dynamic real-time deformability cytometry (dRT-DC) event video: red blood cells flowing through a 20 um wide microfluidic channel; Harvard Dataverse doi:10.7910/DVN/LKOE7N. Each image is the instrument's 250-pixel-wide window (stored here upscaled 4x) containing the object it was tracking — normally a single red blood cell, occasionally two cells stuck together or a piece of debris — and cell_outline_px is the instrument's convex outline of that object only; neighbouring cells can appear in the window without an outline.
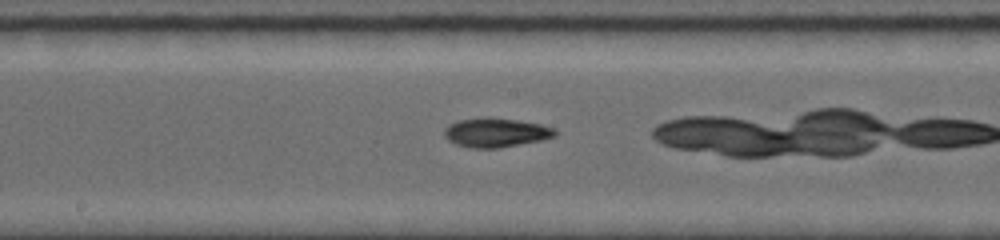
{"species": "common noctule bat (a hibernating species)", "species_latin": "Nyctalus noctula", "temperature_condition": "room temperature", "stored_images_in_passage": 24, "camera_frame_rate_fps": 5000, "um_per_image_px": 0.085, "animal": {"sex": "female", "body_mass_g": 19.0, "forearm_length_mm": 56.7}, "frame": {"image": 1, "passage_image": 8, "time_ms": 3.4, "image_size_px": [1000, 240], "cell_outline_px": [[556, 136], [540, 140], [500, 148], [472, 148], [456, 144], [448, 140], [444, 136], [444, 128], [448, 124], [460, 120], [484, 116], [488, 116], [516, 120], [540, 124], [556, 128]], "centroid_in_image_um": [42.12, 11.26], "position_along_channel_um": 206.1, "area_um2": 18.96}}